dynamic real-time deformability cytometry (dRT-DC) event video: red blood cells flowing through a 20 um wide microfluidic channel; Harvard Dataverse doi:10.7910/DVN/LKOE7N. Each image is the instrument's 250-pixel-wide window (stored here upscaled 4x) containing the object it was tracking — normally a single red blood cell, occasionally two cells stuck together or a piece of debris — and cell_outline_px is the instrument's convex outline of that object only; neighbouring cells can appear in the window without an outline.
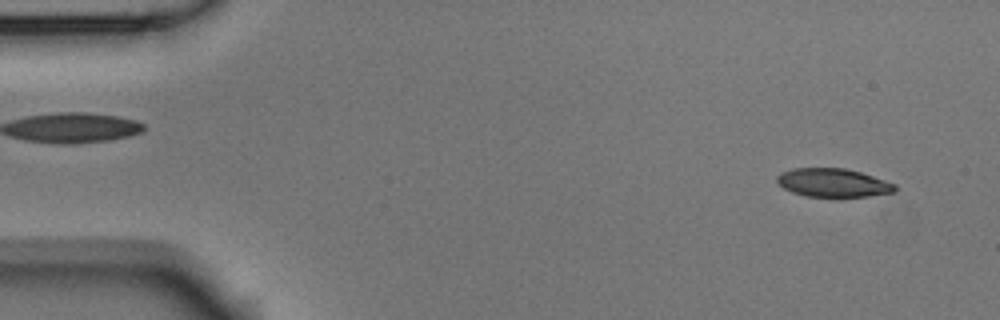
{"species": "Egyptian fruit bat (a non-hibernating species)", "species_latin": "Rousettus aegyptiacus", "temperature_condition": "room temperature", "stored_images_in_passage": 52, "camera_frame_rate_fps": 3000, "um_per_image_px": 0.085, "animal": {"sex": "male"}, "frame": {"image": 1, "passage_image": 3, "time_ms": 0.667, "image_size_px": [1000, 320], "cell_outline_px": [[896, 192], [840, 200], [804, 196], [792, 192], [784, 188], [776, 180], [776, 176], [780, 172], [792, 168], [844, 168], [860, 172], [896, 184]], "centroid_in_image_um": [70.81, 15.58], "position_along_channel_um": 14.2, "area_um2": 20.4}}
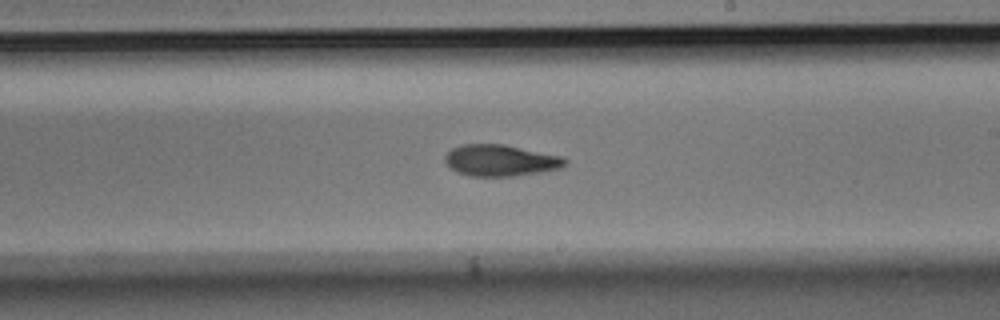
{"frame": {"image": 2, "passage_image": 30, "time_ms": 9.667, "image_size_px": [1000, 320], "cell_outline_px": [[568, 164], [560, 168], [540, 172], [516, 176], [468, 176], [456, 172], [448, 168], [444, 160], [444, 156], [452, 148], [460, 144], [504, 144], [564, 156], [568, 160]], "centroid_in_image_um": [42.54, 13.63], "position_along_channel_um": 246.5, "area_um2": 22.43}}
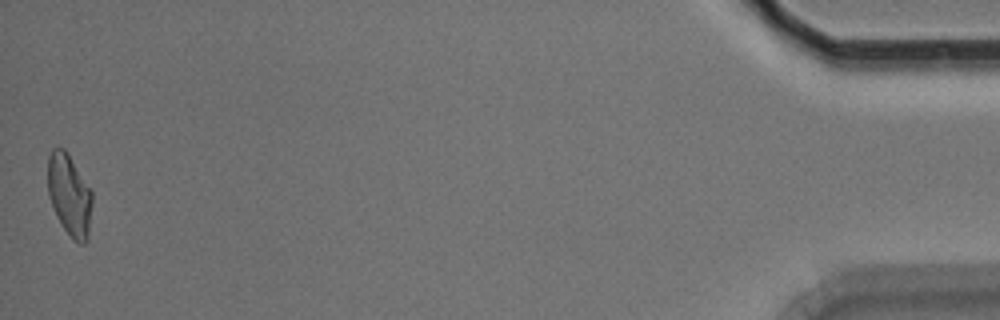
{"frame": {"image": 3, "passage_image": 52, "time_ms": 17.0, "image_size_px": [1000, 320], "cell_outline_px": [[92, 204], [88, 240], [84, 244], [80, 244], [72, 240], [60, 224], [56, 216], [48, 196], [48, 156], [52, 148], [64, 148], [68, 152], [92, 192]], "centroid_in_image_um": [5.9, 16.6], "position_along_channel_um": 429.3, "area_um2": 21.44}, "authors_computed_cell_mechanics": {"area_um2": 21.5883, "velocity_mm_per_s": 3.7735, "shape_relaxation_time_tau1_ms": 5.9027, "shape_relaxation_time_tau2_ms": 3.4067, "deformation_change_tau1": 0.1628, "deformation_change_tau2": 0.0945}}